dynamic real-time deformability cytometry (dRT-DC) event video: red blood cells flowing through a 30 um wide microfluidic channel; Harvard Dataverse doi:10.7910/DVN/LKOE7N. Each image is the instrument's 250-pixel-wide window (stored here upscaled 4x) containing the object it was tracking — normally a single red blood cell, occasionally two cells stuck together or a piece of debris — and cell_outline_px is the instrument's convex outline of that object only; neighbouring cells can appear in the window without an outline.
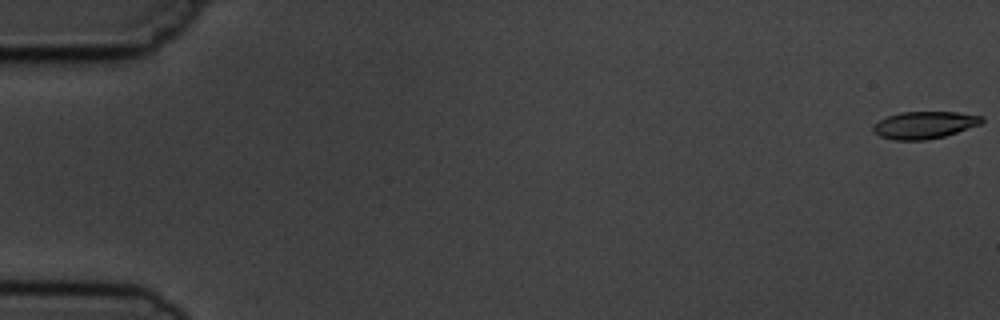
{"species": "common noctule bat (a hibernating species)", "species_latin": "Nyctalus noctula", "temperature_condition": "cold", "stored_images_in_passage": 6, "segment_of_instrument_passage": [1, 2], "camera_frame_rate_fps": 3000, "um_per_image_px": 0.085, "animal": {"sex": "male", "body_mass_g": 19.5, "forearm_length_mm": 54.6}, "frame": {"image": 1, "passage_image": 1, "time_ms": 0.0, "image_size_px": [1000, 320], "cell_outline_px": [[984, 120], [980, 124], [944, 136], [924, 140], [892, 140], [880, 136], [872, 128], [872, 124], [888, 116], [900, 112], [956, 112], [984, 116]], "centroid_in_image_um": [78.56, 10.62], "position_along_channel_um": 6.4, "area_um2": 17.11}}
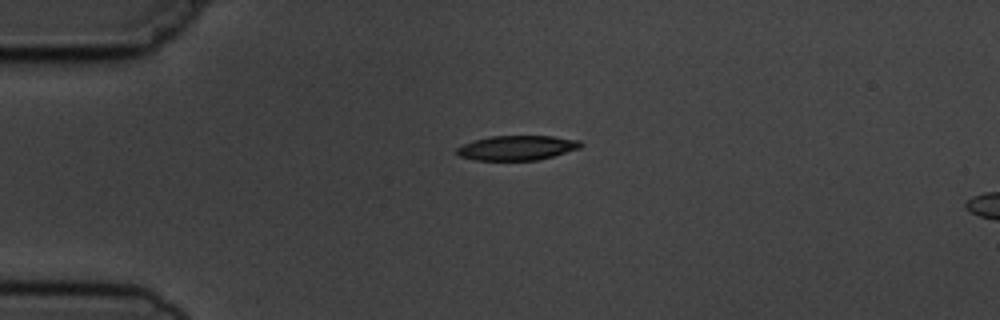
{"frame": {"image": 2, "passage_image": 4, "time_ms": 4.333, "image_size_px": [1000, 320], "cell_outline_px": [[584, 144], [580, 148], [552, 156], [536, 160], [476, 160], [460, 156], [456, 152], [456, 148], [464, 144], [476, 140], [492, 136], [552, 136], [580, 140]], "centroid_in_image_um": [43.97, 12.56], "position_along_channel_um": 41.0, "area_um2": 17.63}}